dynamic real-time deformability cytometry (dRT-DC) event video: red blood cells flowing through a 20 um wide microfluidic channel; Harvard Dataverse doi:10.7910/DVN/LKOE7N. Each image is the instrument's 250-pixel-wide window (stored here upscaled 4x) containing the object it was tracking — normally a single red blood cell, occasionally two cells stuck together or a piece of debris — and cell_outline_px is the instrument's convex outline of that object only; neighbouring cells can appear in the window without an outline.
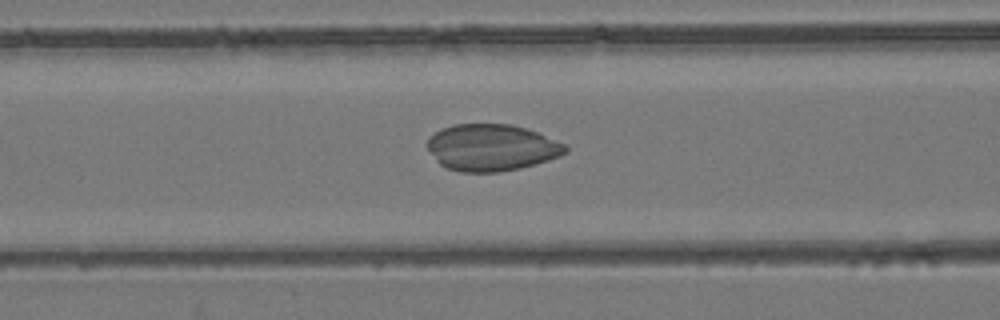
{"species": "common noctule bat (a hibernating species)", "species_latin": "Nyctalus noctula", "temperature_condition": "room temperature", "stored_images_in_passage": 42, "camera_frame_rate_fps": 3000, "um_per_image_px": 0.085, "animal": {"sex": "female", "body_mass_g": 24.6, "forearm_length_mm": 56.2}, "frame": {"image": 1, "passage_image": 11, "time_ms": 3.333, "image_size_px": [1000, 320], "cell_outline_px": [[568, 152], [560, 156], [548, 160], [520, 168], [496, 172], [460, 172], [448, 168], [440, 164], [436, 160], [424, 144], [440, 128], [452, 124], [508, 124], [524, 128], [536, 132], [564, 144], [568, 148]], "centroid_in_image_um": [41.75, 12.54], "position_along_channel_um": 124.8, "area_um2": 37.4}}
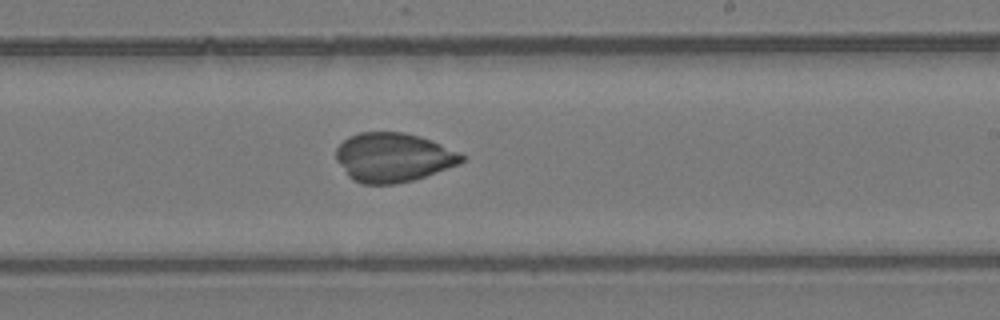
{"frame": {"image": 2, "passage_image": 21, "time_ms": 6.667, "image_size_px": [1000, 320], "cell_outline_px": [[464, 160], [460, 164], [412, 180], [392, 184], [364, 184], [352, 180], [348, 176], [336, 160], [336, 148], [348, 136], [360, 132], [404, 132], [420, 136], [432, 140], [460, 152], [464, 156]], "centroid_in_image_um": [33.41, 13.37], "position_along_channel_um": 255.6, "area_um2": 36.01}}
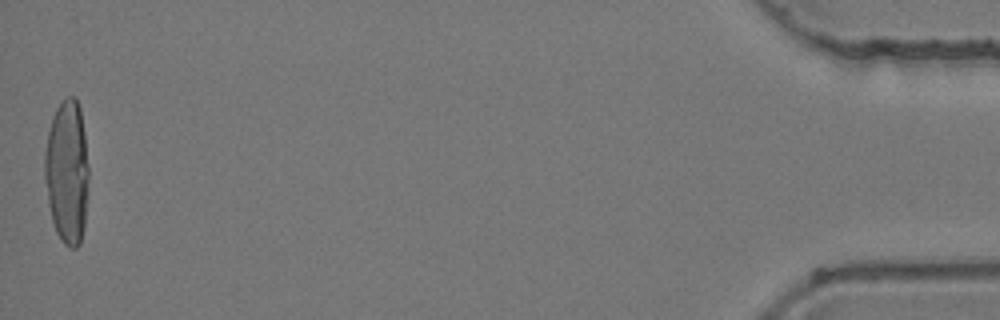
{"frame": {"image": 3, "passage_image": 42, "time_ms": 13.667, "image_size_px": [1000, 320], "cell_outline_px": [[88, 192], [84, 228], [80, 244], [76, 248], [72, 248], [64, 244], [56, 232], [52, 220], [48, 204], [44, 176], [44, 152], [48, 132], [52, 116], [56, 108], [68, 96], [76, 96], [80, 108], [84, 132], [88, 164]], "centroid_in_image_um": [5.7, 14.62], "position_along_channel_um": 429.5, "area_um2": 37.28}}